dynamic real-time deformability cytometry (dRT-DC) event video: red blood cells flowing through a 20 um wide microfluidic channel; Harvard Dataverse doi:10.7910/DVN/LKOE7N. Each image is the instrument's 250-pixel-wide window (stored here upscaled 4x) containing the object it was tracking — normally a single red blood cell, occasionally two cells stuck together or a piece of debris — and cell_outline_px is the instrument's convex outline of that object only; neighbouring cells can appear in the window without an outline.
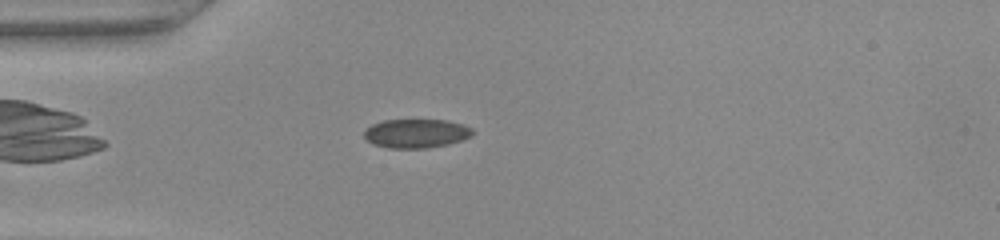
{"species": "common noctule bat (a hibernating species)", "species_latin": "Nyctalus noctula", "temperature_condition": "warm", "stored_images_in_passage": 39, "camera_frame_rate_fps": 3000, "um_per_image_px": 0.085, "animal": {"sex": "female", "body_mass_g": 22.0, "forearm_length_mm": 56.7}, "frame": {"image": 1, "passage_image": 4, "time_ms": 1.0, "image_size_px": [1000, 240], "cell_outline_px": [[472, 136], [464, 140], [448, 144], [428, 148], [388, 148], [372, 144], [364, 136], [364, 132], [372, 124], [384, 120], [448, 120], [464, 124], [472, 128]], "centroid_in_image_um": [35.41, 11.34], "position_along_channel_um": 49.6, "area_um2": 18.38}}
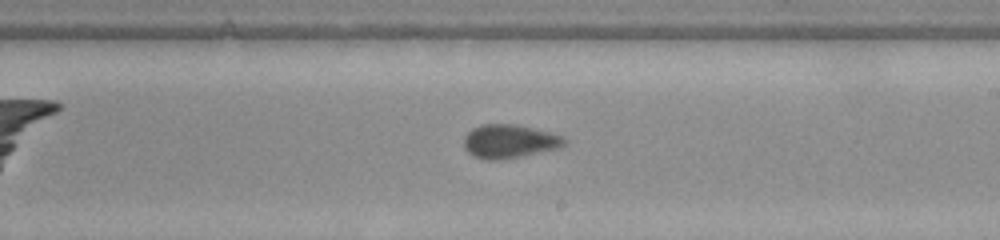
{"frame": {"image": 2, "passage_image": 19, "time_ms": 6.0, "image_size_px": [1000, 240], "cell_outline_px": [[568, 140], [564, 144], [556, 148], [520, 156], [500, 160], [484, 160], [472, 156], [464, 148], [464, 136], [472, 128], [484, 124], [512, 124], [532, 128], [564, 136]], "centroid_in_image_um": [43.25, 12.02], "position_along_channel_um": 245.8, "area_um2": 19.54}}
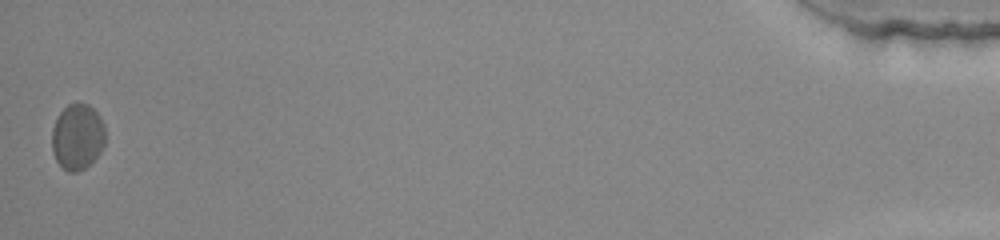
{"frame": {"image": 3, "passage_image": 39, "time_ms": 12.667, "image_size_px": [1000, 240], "cell_outline_px": [[104, 144], [100, 152], [84, 168], [76, 172], [68, 172], [56, 160], [52, 152], [52, 128], [60, 112], [68, 104], [88, 104], [100, 116], [104, 124]], "centroid_in_image_um": [6.57, 11.62], "position_along_channel_um": 428.6, "area_um2": 20.23}}